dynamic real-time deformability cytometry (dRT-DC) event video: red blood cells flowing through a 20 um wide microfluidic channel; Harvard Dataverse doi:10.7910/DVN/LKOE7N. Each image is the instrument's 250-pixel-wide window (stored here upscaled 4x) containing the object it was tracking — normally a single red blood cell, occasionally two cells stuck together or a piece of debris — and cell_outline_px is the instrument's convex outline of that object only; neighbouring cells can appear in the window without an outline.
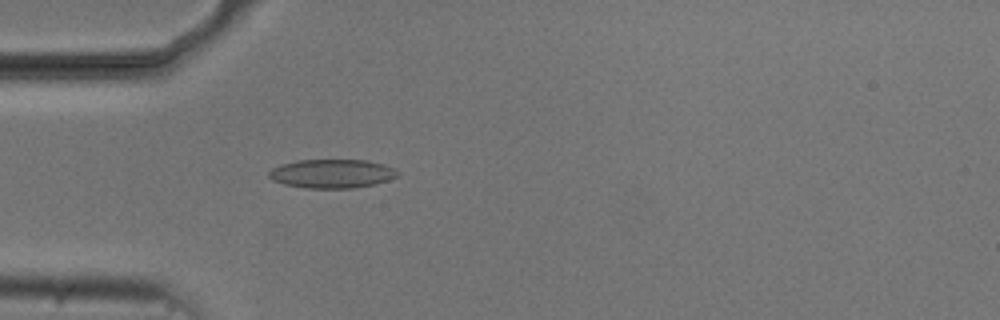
{"species": "common noctule bat (a hibernating species)", "species_latin": "Nyctalus noctula", "temperature_condition": "cold", "stored_images_in_passage": 54, "camera_frame_rate_fps": 3000, "um_per_image_px": 0.085, "animal": {"sex": "male", "body_mass_g": 20.5, "forearm_length_mm": 52.5}, "frame": {"image": 1, "passage_image": 16, "time_ms": 5.0, "image_size_px": [1000, 320], "cell_outline_px": [[400, 172], [396, 176], [388, 180], [376, 184], [352, 188], [308, 188], [284, 184], [272, 180], [268, 176], [268, 172], [272, 168], [280, 164], [296, 160], [368, 160], [384, 164], [396, 168]], "centroid_in_image_um": [28.22, 14.75], "position_along_channel_um": 56.8, "area_um2": 21.79}}
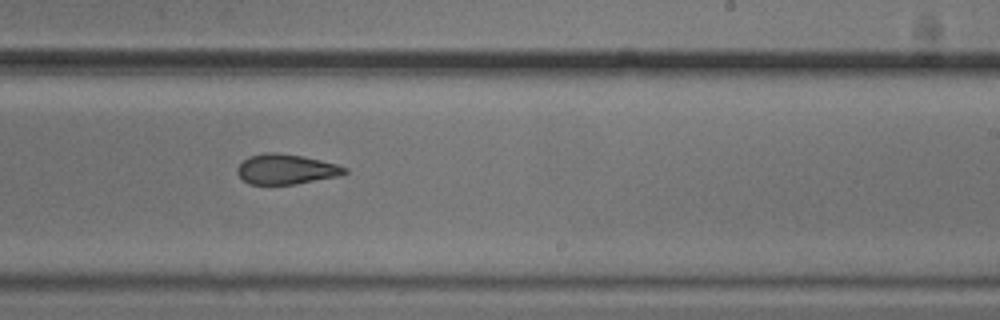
{"frame": {"image": 2, "passage_image": 33, "time_ms": 10.667, "image_size_px": [1000, 320], "cell_outline_px": [[348, 172], [340, 176], [292, 184], [248, 184], [236, 172], [236, 168], [248, 156], [264, 152], [276, 152], [304, 156], [336, 164], [348, 168]], "centroid_in_image_um": [24.31, 14.37], "position_along_channel_um": 264.7, "area_um2": 18.84}}
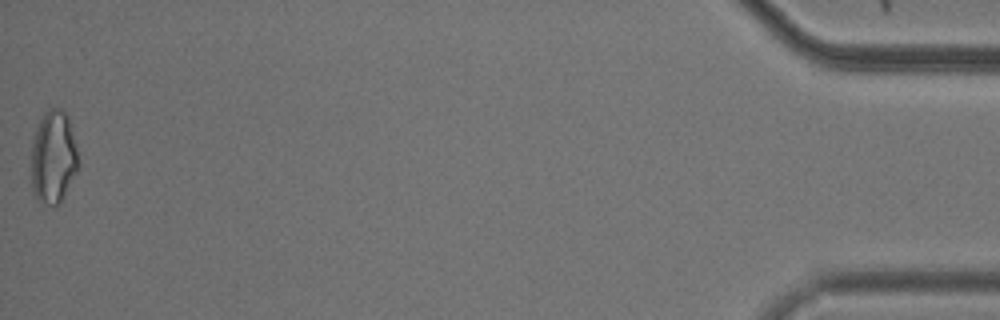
{"frame": {"image": 3, "passage_image": 54, "time_ms": 17.667, "image_size_px": [1000, 320], "cell_outline_px": [[80, 168], [60, 204], [48, 204], [40, 200], [36, 196], [32, 188], [32, 136], [44, 112], [48, 108], [60, 108], [68, 116], [76, 144]], "centroid_in_image_um": [4.56, 13.34], "position_along_channel_um": 430.6, "area_um2": 25.72}, "authors_computed_cell_mechanics": {"area_um2": 20.4034, "velocity_mm_per_s": 3.7345, "shape_relaxation_time_tau1_ms": 5.6947, "shape_relaxation_time_tau2_ms": 3.8825, "deformation_change_tau1": 0.1101, "deformation_change_tau2": 0.1188}}